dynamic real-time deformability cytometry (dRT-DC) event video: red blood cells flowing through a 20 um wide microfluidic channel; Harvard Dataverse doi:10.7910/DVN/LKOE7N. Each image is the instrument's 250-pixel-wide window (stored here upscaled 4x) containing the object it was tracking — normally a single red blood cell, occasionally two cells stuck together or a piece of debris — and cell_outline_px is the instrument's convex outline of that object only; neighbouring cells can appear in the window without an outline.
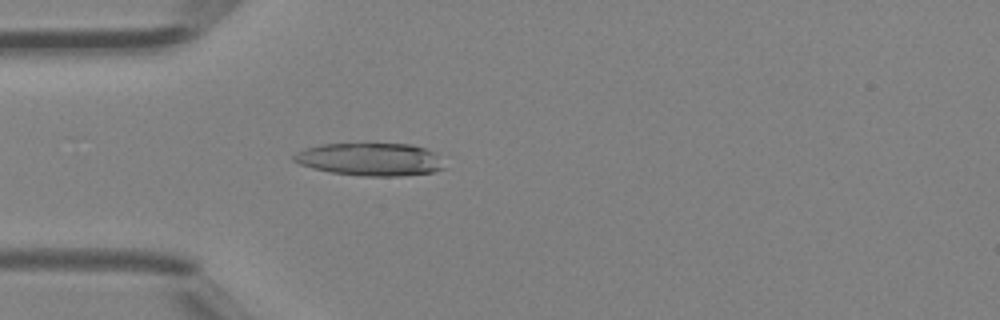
{"species": "Egyptian fruit bat (a non-hibernating species)", "species_latin": "Rousettus aegyptiacus", "temperature_condition": "room temperature", "stored_images_in_passage": 2, "camera_frame_rate_fps": 3000, "um_per_image_px": 0.085, "animal": {"sex": "female"}, "frame": {"image": 1, "passage_image": 2, "time_ms": 0.333, "image_size_px": [1000, 320], "cell_outline_px": [[444, 168], [432, 172], [400, 176], [364, 176], [332, 172], [312, 168], [300, 164], [292, 160], [292, 156], [296, 152], [304, 148], [320, 144], [412, 144], [424, 148], [432, 152], [436, 156]], "centroid_in_image_um": [31.39, 13.54], "position_along_channel_um": 53.6, "area_um2": 28.44}}